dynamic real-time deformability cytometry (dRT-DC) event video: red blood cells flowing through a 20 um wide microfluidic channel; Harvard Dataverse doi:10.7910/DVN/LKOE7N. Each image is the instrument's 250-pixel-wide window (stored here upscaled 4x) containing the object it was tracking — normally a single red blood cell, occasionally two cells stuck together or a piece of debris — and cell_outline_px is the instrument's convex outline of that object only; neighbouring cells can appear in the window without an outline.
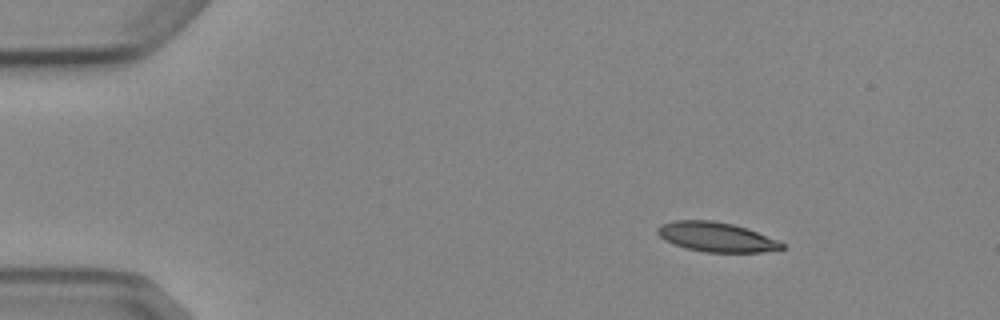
{"species": "Egyptian fruit bat (a non-hibernating species)", "species_latin": "Rousettus aegyptiacus", "temperature_condition": "cold", "stored_images_in_passage": 4, "camera_frame_rate_fps": 3000, "um_per_image_px": 0.085, "animal": {"sex": "female"}, "frame": {"image": 1, "passage_image": 2, "time_ms": 1.0, "image_size_px": [1000, 320], "cell_outline_px": [[784, 248], [764, 252], [704, 252], [688, 248], [664, 240], [656, 232], [656, 228], [660, 224], [676, 220], [712, 220], [732, 224], [748, 228], [780, 240], [784, 244]], "centroid_in_image_um": [60.91, 20.13], "position_along_channel_um": 24.1, "area_um2": 21.5}}